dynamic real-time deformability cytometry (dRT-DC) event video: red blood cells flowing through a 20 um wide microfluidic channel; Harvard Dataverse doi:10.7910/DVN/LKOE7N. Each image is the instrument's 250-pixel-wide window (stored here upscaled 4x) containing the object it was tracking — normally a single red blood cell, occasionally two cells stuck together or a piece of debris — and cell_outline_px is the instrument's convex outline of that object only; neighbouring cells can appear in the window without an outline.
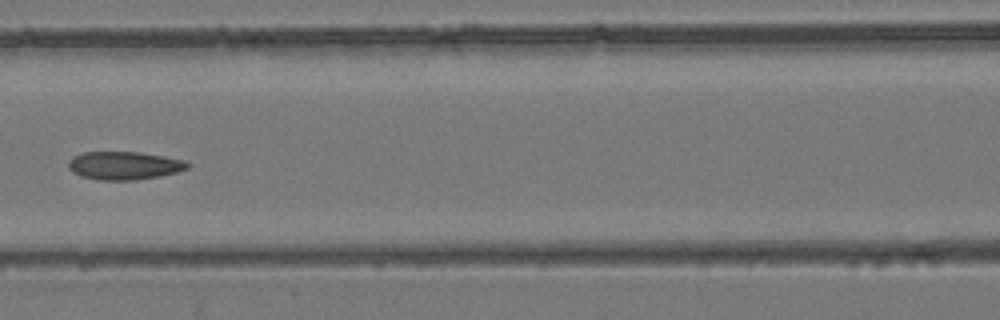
{"species": "common noctule bat (a hibernating species)", "species_latin": "Nyctalus noctula", "temperature_condition": "room temperature", "stored_images_in_passage": 8, "camera_frame_rate_fps": 3000, "um_per_image_px": 0.085, "animal": {"sex": "female", "body_mass_g": 24.6, "forearm_length_mm": 56.2}, "frame": {"image": 1, "passage_image": 8, "time_ms": 2.333, "image_size_px": [1000, 320], "cell_outline_px": [[192, 164], [188, 168], [176, 172], [160, 176], [136, 180], [100, 180], [84, 176], [72, 172], [68, 168], [68, 160], [72, 156], [84, 152], [140, 152], [164, 156], [184, 160]], "centroid_in_image_um": [10.56, 14.06], "position_along_channel_um": 156.0, "area_um2": 19.59}}